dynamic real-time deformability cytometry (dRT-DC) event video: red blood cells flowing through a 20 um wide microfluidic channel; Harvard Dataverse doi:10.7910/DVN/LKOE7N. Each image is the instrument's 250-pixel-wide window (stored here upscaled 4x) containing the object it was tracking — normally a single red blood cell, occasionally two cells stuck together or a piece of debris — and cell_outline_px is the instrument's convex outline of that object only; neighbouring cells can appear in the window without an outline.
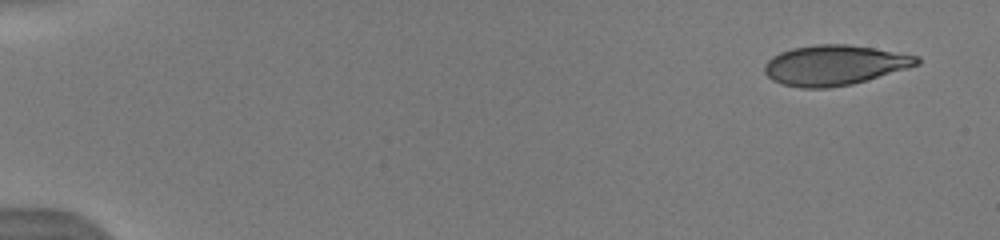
{"species": "human", "species_latin": "Homo sapiens", "temperature_condition": "warm", "stored_images_in_passage": 7, "camera_frame_rate_fps": 3000, "um_per_image_px": 0.085, "donor": {"sex": "male"}, "frame": {"image": 1, "passage_image": 1, "time_ms": 0.0, "image_size_px": [1000, 240], "cell_outline_px": [[920, 64], [908, 68], [852, 84], [828, 88], [800, 88], [780, 84], [772, 80], [764, 72], [764, 64], [772, 56], [780, 52], [792, 48], [816, 44], [848, 44], [920, 56]], "centroid_in_image_um": [70.9, 5.54], "position_along_channel_um": 14.1, "area_um2": 35.66}}
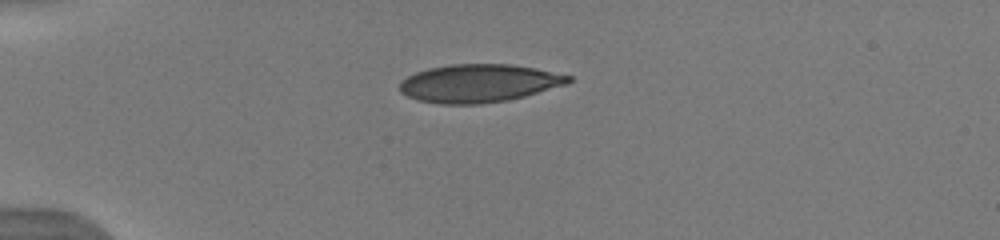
{"frame": {"image": 2, "passage_image": 5, "time_ms": 3.667, "image_size_px": [1000, 240], "cell_outline_px": [[572, 80], [568, 84], [524, 96], [508, 100], [480, 104], [440, 104], [416, 100], [400, 92], [400, 80], [416, 72], [428, 68], [452, 64], [512, 64], [536, 68], [572, 76]], "centroid_in_image_um": [40.7, 7.08], "position_along_channel_um": 44.3, "area_um2": 37.57}}